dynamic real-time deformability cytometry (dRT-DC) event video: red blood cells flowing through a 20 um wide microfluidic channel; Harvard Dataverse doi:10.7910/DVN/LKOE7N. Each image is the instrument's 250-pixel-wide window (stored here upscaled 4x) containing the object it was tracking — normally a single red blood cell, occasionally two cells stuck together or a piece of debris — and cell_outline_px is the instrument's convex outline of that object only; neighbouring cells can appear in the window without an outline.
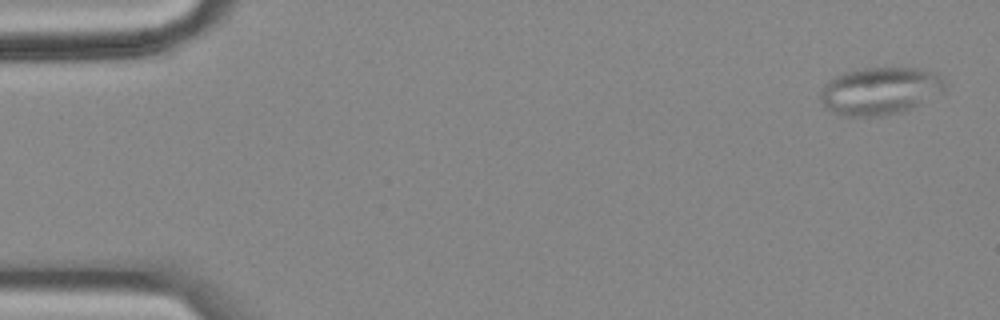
{"species": "common noctule bat (a hibernating species)", "species_latin": "Nyctalus noctula", "temperature_condition": "cold", "stored_images_in_passage": 56, "segment_of_instrument_passage": [1, 2], "camera_frame_rate_fps": 3000, "um_per_image_px": 0.085, "animal": {"sex": "female", "body_mass_g": 18.4}, "frame": {"image": 1, "passage_image": 1, "time_ms": 0.0, "image_size_px": [1000, 320], "cell_outline_px": [[944, 92], [912, 108], [900, 112], [884, 116], [844, 116], [832, 112], [820, 100], [820, 88], [828, 80], [836, 76], [848, 72], [864, 68], [920, 68], [936, 72], [944, 80]], "centroid_in_image_um": [74.81, 7.73], "position_along_channel_um": 10.2, "area_um2": 34.56}}